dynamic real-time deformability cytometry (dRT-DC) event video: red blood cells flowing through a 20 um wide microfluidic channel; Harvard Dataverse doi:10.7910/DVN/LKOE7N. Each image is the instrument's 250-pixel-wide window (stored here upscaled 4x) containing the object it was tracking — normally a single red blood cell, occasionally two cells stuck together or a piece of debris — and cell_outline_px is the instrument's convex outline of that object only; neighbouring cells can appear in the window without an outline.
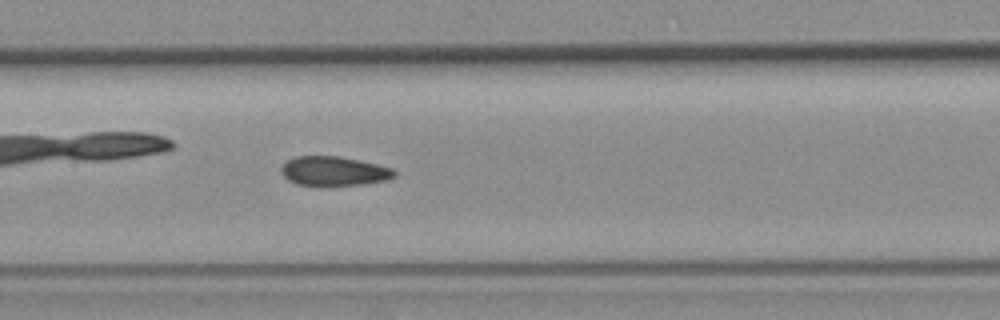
{"species": "common noctule bat (a hibernating species)", "species_latin": "Nyctalus noctula", "temperature_condition": "room temperature", "stored_images_in_passage": 43, "camera_frame_rate_fps": 3000, "um_per_image_px": 0.085, "animal": {"sex": "female", "body_mass_g": 19.3, "forearm_length_mm": 54.1}, "frame": {"image": 1, "passage_image": 25, "time_ms": 8.0, "image_size_px": [1000, 320], "cell_outline_px": [[396, 176], [388, 180], [364, 184], [324, 188], [320, 188], [296, 184], [288, 180], [280, 172], [280, 168], [288, 160], [296, 156], [336, 156], [360, 160], [392, 168], [396, 172]], "centroid_in_image_um": [28.37, 14.59], "position_along_channel_um": 179.0, "area_um2": 20.06}}